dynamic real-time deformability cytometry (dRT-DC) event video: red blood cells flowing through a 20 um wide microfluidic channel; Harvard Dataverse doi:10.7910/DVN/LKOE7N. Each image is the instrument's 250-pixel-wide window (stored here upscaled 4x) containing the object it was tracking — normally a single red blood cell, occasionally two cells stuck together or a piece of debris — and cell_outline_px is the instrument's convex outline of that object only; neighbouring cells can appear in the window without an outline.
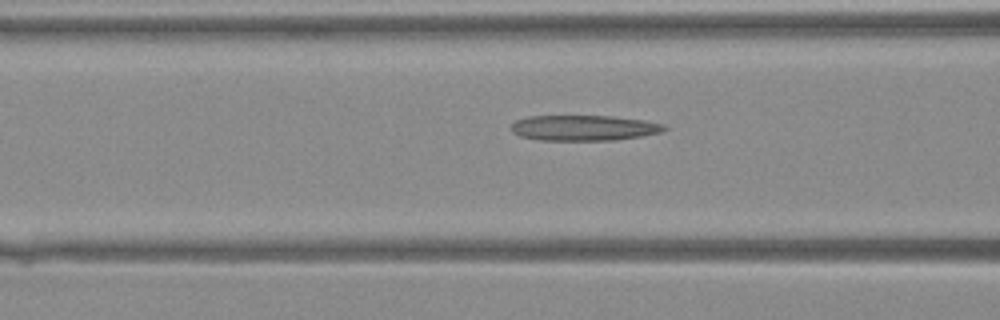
{"species": "Egyptian fruit bat (a non-hibernating species)", "species_latin": "Rousettus aegyptiacus", "temperature_condition": "warm", "stored_images_in_passage": 27, "camera_frame_rate_fps": 3000, "um_per_image_px": 0.085, "animal": {"sex": "female"}, "frame": {"image": 1, "passage_image": 9, "time_ms": 2.667, "image_size_px": [1000, 320], "cell_outline_px": [[668, 128], [660, 132], [640, 136], [612, 140], [540, 140], [520, 136], [512, 132], [512, 124], [516, 120], [528, 116], [612, 116], [644, 120], [664, 124]], "centroid_in_image_um": [49.62, 10.86], "position_along_channel_um": 117.0, "area_um2": 22.6}}
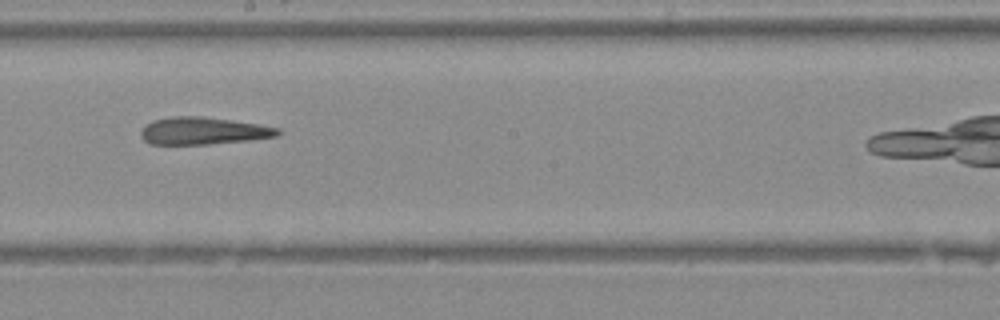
{"frame": {"image": 2, "passage_image": 16, "time_ms": 5.0, "image_size_px": [1000, 320], "cell_outline_px": [[280, 132], [276, 136], [248, 140], [208, 144], [148, 144], [140, 136], [140, 132], [152, 120], [172, 116], [200, 116], [256, 124], [280, 128]], "centroid_in_image_um": [17.22, 11.13], "position_along_channel_um": 231.0, "area_um2": 21.5}}
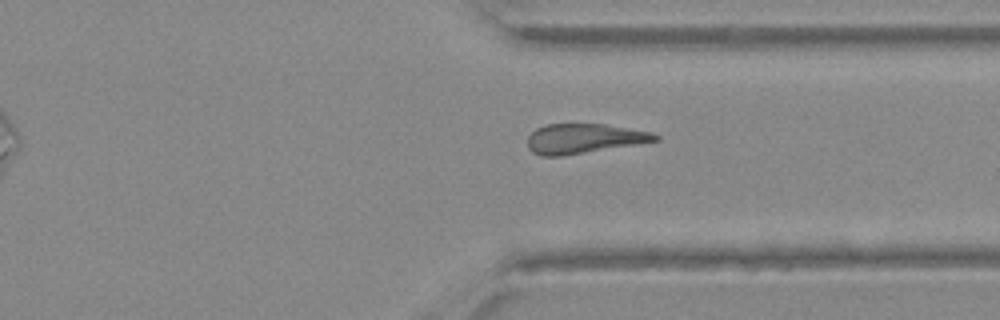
{"frame": {"image": 3, "passage_image": 24, "time_ms": 7.667, "image_size_px": [1000, 320], "cell_outline_px": [[660, 140], [560, 156], [540, 156], [532, 152], [528, 148], [528, 136], [536, 128], [544, 124], [604, 124], [652, 132], [660, 136]], "centroid_in_image_um": [49.6, 11.77], "position_along_channel_um": 361.8, "area_um2": 21.91}}